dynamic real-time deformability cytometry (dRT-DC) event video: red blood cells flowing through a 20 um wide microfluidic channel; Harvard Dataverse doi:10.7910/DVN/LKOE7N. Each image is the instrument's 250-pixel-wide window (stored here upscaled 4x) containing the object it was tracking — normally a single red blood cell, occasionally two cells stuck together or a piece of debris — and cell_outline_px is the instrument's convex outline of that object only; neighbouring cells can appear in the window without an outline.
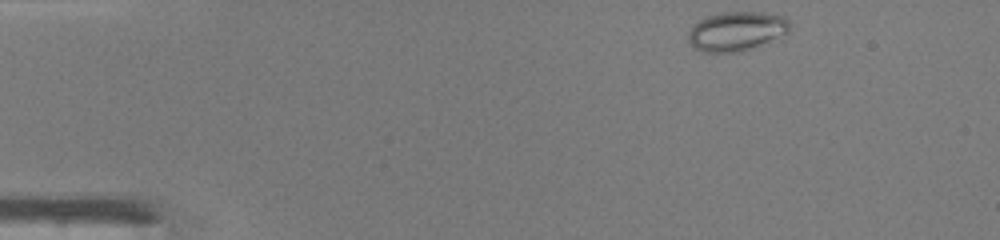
{"species": "common noctule bat (a hibernating species)", "species_latin": "Nyctalus noctula", "temperature_condition": "warm", "stored_images_in_passage": 41, "camera_frame_rate_fps": 3000, "um_per_image_px": 0.085, "animal": {"sex": "male", "body_mass_g": 19.0, "forearm_length_mm": 50.8}, "frame": {"image": 1, "passage_image": 1, "time_ms": 0.0, "image_size_px": [1000, 240], "cell_outline_px": [[788, 32], [760, 44], [740, 52], [704, 52], [692, 48], [688, 40], [688, 32], [700, 20], [708, 16], [720, 12], [760, 12], [784, 16], [788, 20]], "centroid_in_image_um": [62.55, 2.65], "position_along_channel_um": 22.5, "area_um2": 22.83}}
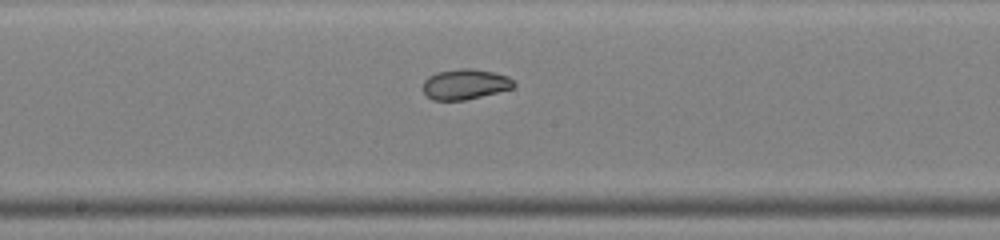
{"frame": {"image": 2, "passage_image": 20, "time_ms": 6.333, "image_size_px": [1000, 240], "cell_outline_px": [[516, 84], [512, 88], [464, 100], [432, 100], [424, 92], [424, 80], [428, 76], [436, 72], [460, 68], [472, 68], [492, 72], [508, 76]], "centroid_in_image_um": [39.51, 7.15], "position_along_channel_um": 208.7, "area_um2": 15.9}}
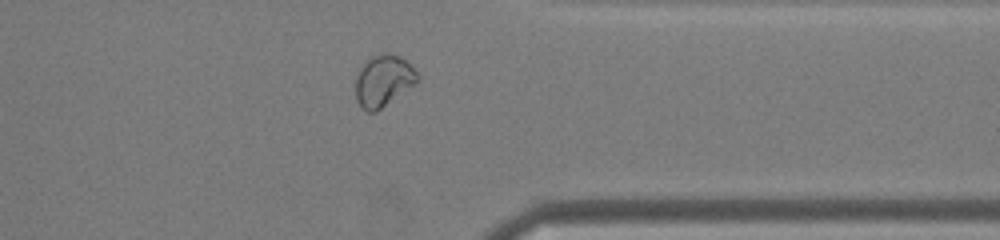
{"frame": {"image": 3, "passage_image": 32, "time_ms": 10.333, "image_size_px": [1000, 240], "cell_outline_px": [[420, 80], [416, 84], [376, 112], [368, 112], [356, 100], [356, 76], [360, 68], [372, 56], [384, 52], [388, 52], [400, 56], [420, 76]], "centroid_in_image_um": [32.6, 6.86], "position_along_channel_um": 378.8, "area_um2": 18.5}, "authors_computed_cell_mechanics": {"area_um2": 19.0162, "velocity_mm_per_s": 4.3604, "shape_relaxation_time_tau1_ms": null, "shape_relaxation_time_tau2_ms": 1.4284, "deformation_change_tau1": null, "deformation_change_tau2": 0.0526}}